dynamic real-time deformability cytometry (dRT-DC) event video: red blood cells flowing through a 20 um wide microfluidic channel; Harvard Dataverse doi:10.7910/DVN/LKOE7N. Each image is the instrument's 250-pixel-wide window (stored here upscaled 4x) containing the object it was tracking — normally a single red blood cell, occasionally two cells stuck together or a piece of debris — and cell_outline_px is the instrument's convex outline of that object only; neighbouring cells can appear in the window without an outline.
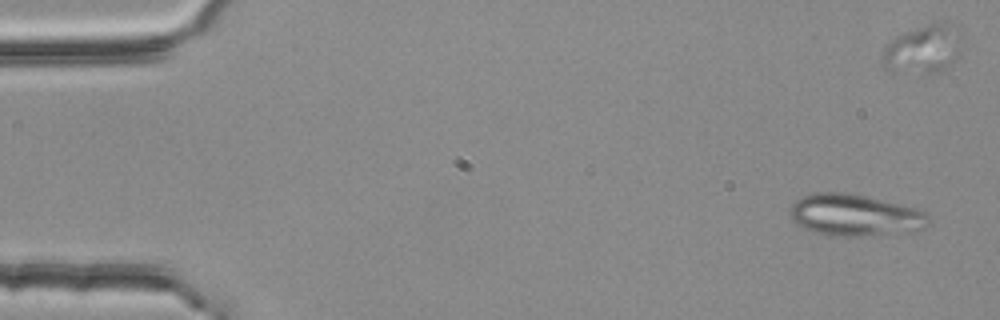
{"species": "common noctule bat (a hibernating species)", "species_latin": "Nyctalus noctula", "temperature_condition": "room temperature", "stored_images_in_passage": 13, "camera_frame_rate_fps": 3000, "um_per_image_px": 0.085, "animal": {"sex": "female", "body_mass_g": 25.1}, "frame": {"image": 1, "passage_image": 3, "time_ms": 0.667, "image_size_px": [1000, 320], "cell_outline_px": [[928, 224], [924, 228], [860, 236], [828, 236], [804, 228], [796, 224], [788, 216], [788, 212], [792, 204], [800, 196], [816, 192], [848, 192], [916, 208], [924, 212], [928, 216]], "centroid_in_image_um": [72.55, 18.26], "position_along_channel_um": 12.5, "area_um2": 33.41}}